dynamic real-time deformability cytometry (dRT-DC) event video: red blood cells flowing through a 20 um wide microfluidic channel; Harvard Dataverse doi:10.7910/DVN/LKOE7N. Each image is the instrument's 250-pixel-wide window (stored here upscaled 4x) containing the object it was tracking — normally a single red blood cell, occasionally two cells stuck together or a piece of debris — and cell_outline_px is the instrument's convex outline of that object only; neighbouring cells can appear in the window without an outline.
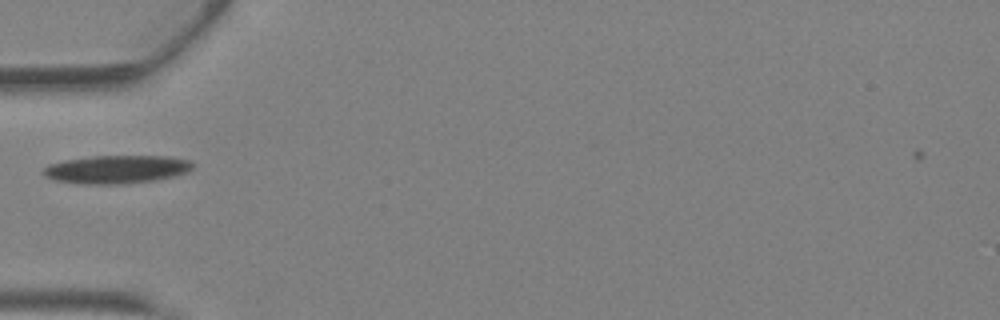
{"species": "Egyptian fruit bat (a non-hibernating species)", "species_latin": "Rousettus aegyptiacus", "temperature_condition": "warm", "stored_images_in_passage": 31, "camera_frame_rate_fps": 3000, "um_per_image_px": 0.085, "animal": {"sex": "female"}, "frame": {"image": 1, "passage_image": 1, "time_ms": 0.0, "image_size_px": [1000, 320], "cell_outline_px": [[192, 168], [188, 172], [156, 180], [124, 184], [88, 184], [56, 180], [44, 176], [40, 172], [48, 164], [64, 160], [92, 156], [168, 156], [188, 160], [192, 164]], "centroid_in_image_um": [9.88, 14.39], "position_along_channel_um": 75.1, "area_um2": 24.51}}
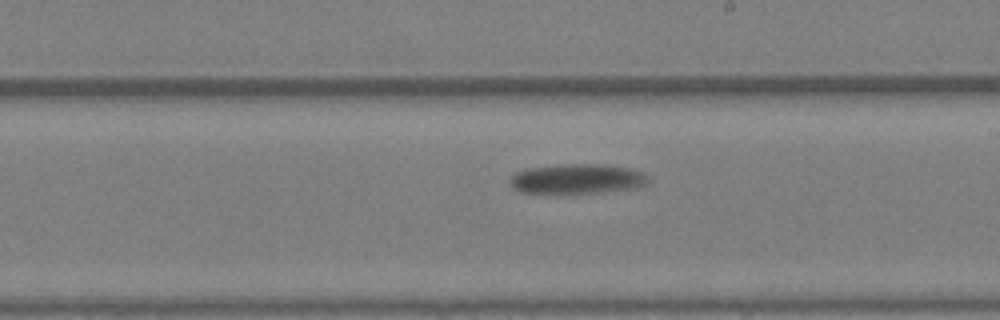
{"frame": {"image": 2, "passage_image": 12, "time_ms": 3.667, "image_size_px": [1000, 320], "cell_outline_px": [[648, 180], [644, 184], [636, 188], [604, 192], [520, 192], [508, 180], [516, 172], [532, 168], [560, 164], [608, 164], [632, 168], [644, 172], [648, 176]], "centroid_in_image_um": [49.14, 15.18], "position_along_channel_um": 239.9, "area_um2": 23.76}}
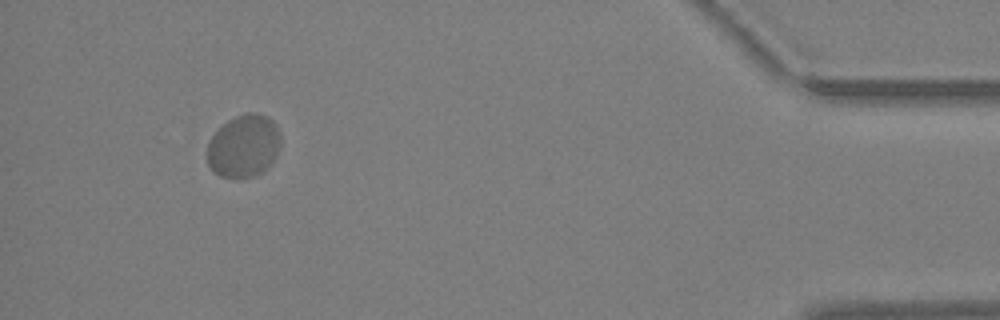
{"frame": {"image": 3, "passage_image": 28, "time_ms": 9.0, "image_size_px": [1000, 320], "cell_outline_px": [[280, 148], [272, 164], [264, 172], [252, 176], [220, 176], [208, 164], [208, 144], [212, 136], [228, 120], [236, 116], [248, 112], [256, 112], [268, 116], [276, 124], [280, 132]], "centroid_in_image_um": [20.78, 12.38], "position_along_channel_um": 414.4, "area_um2": 26.7}}